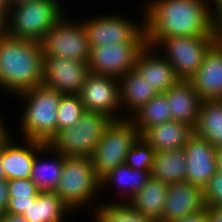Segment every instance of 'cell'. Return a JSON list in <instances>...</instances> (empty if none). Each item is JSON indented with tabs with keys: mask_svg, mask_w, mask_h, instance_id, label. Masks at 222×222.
<instances>
[{
	"mask_svg": "<svg viewBox=\"0 0 222 222\" xmlns=\"http://www.w3.org/2000/svg\"><path fill=\"white\" fill-rule=\"evenodd\" d=\"M143 7L147 45L175 36H210L216 15L206 0H151Z\"/></svg>",
	"mask_w": 222,
	"mask_h": 222,
	"instance_id": "cell-1",
	"label": "cell"
},
{
	"mask_svg": "<svg viewBox=\"0 0 222 222\" xmlns=\"http://www.w3.org/2000/svg\"><path fill=\"white\" fill-rule=\"evenodd\" d=\"M41 42L8 35L0 38V89L16 95L42 84Z\"/></svg>",
	"mask_w": 222,
	"mask_h": 222,
	"instance_id": "cell-2",
	"label": "cell"
},
{
	"mask_svg": "<svg viewBox=\"0 0 222 222\" xmlns=\"http://www.w3.org/2000/svg\"><path fill=\"white\" fill-rule=\"evenodd\" d=\"M62 95L42 84L16 95L25 101L26 107L19 123L23 139L49 143L57 133V110Z\"/></svg>",
	"mask_w": 222,
	"mask_h": 222,
	"instance_id": "cell-3",
	"label": "cell"
},
{
	"mask_svg": "<svg viewBox=\"0 0 222 222\" xmlns=\"http://www.w3.org/2000/svg\"><path fill=\"white\" fill-rule=\"evenodd\" d=\"M60 0H31L8 9L7 35L41 42L65 15Z\"/></svg>",
	"mask_w": 222,
	"mask_h": 222,
	"instance_id": "cell-4",
	"label": "cell"
},
{
	"mask_svg": "<svg viewBox=\"0 0 222 222\" xmlns=\"http://www.w3.org/2000/svg\"><path fill=\"white\" fill-rule=\"evenodd\" d=\"M100 184L91 158L65 156L55 192L72 212H75L78 208L90 206V203L96 200V195L101 192Z\"/></svg>",
	"mask_w": 222,
	"mask_h": 222,
	"instance_id": "cell-5",
	"label": "cell"
},
{
	"mask_svg": "<svg viewBox=\"0 0 222 222\" xmlns=\"http://www.w3.org/2000/svg\"><path fill=\"white\" fill-rule=\"evenodd\" d=\"M111 120L103 113L86 111L74 126L58 131L48 145L64 156L91 158Z\"/></svg>",
	"mask_w": 222,
	"mask_h": 222,
	"instance_id": "cell-6",
	"label": "cell"
},
{
	"mask_svg": "<svg viewBox=\"0 0 222 222\" xmlns=\"http://www.w3.org/2000/svg\"><path fill=\"white\" fill-rule=\"evenodd\" d=\"M139 136L130 118L111 120L91 157L95 173L100 179L125 163L127 153Z\"/></svg>",
	"mask_w": 222,
	"mask_h": 222,
	"instance_id": "cell-7",
	"label": "cell"
},
{
	"mask_svg": "<svg viewBox=\"0 0 222 222\" xmlns=\"http://www.w3.org/2000/svg\"><path fill=\"white\" fill-rule=\"evenodd\" d=\"M215 45L210 36H175L162 39L154 48H163L164 57L174 68L179 80L189 81L202 65L206 54ZM166 52V53H165Z\"/></svg>",
	"mask_w": 222,
	"mask_h": 222,
	"instance_id": "cell-8",
	"label": "cell"
},
{
	"mask_svg": "<svg viewBox=\"0 0 222 222\" xmlns=\"http://www.w3.org/2000/svg\"><path fill=\"white\" fill-rule=\"evenodd\" d=\"M147 46L145 28L128 43L91 47L88 67L91 73L121 78L135 69L141 51Z\"/></svg>",
	"mask_w": 222,
	"mask_h": 222,
	"instance_id": "cell-9",
	"label": "cell"
},
{
	"mask_svg": "<svg viewBox=\"0 0 222 222\" xmlns=\"http://www.w3.org/2000/svg\"><path fill=\"white\" fill-rule=\"evenodd\" d=\"M78 22L67 18L65 13L41 41L44 57H65L88 63V35L82 21Z\"/></svg>",
	"mask_w": 222,
	"mask_h": 222,
	"instance_id": "cell-10",
	"label": "cell"
},
{
	"mask_svg": "<svg viewBox=\"0 0 222 222\" xmlns=\"http://www.w3.org/2000/svg\"><path fill=\"white\" fill-rule=\"evenodd\" d=\"M79 95L88 112H100L112 120L127 118V115L119 116L121 112L119 78L90 73Z\"/></svg>",
	"mask_w": 222,
	"mask_h": 222,
	"instance_id": "cell-11",
	"label": "cell"
},
{
	"mask_svg": "<svg viewBox=\"0 0 222 222\" xmlns=\"http://www.w3.org/2000/svg\"><path fill=\"white\" fill-rule=\"evenodd\" d=\"M87 19V20H86ZM82 21L88 35L89 48L104 44L114 45L131 42L144 28L129 18L114 14L93 16Z\"/></svg>",
	"mask_w": 222,
	"mask_h": 222,
	"instance_id": "cell-12",
	"label": "cell"
},
{
	"mask_svg": "<svg viewBox=\"0 0 222 222\" xmlns=\"http://www.w3.org/2000/svg\"><path fill=\"white\" fill-rule=\"evenodd\" d=\"M90 73L87 62L65 57H43L42 85L62 94L79 95Z\"/></svg>",
	"mask_w": 222,
	"mask_h": 222,
	"instance_id": "cell-13",
	"label": "cell"
},
{
	"mask_svg": "<svg viewBox=\"0 0 222 222\" xmlns=\"http://www.w3.org/2000/svg\"><path fill=\"white\" fill-rule=\"evenodd\" d=\"M203 188L187 181L168 184L162 219L171 222L204 210Z\"/></svg>",
	"mask_w": 222,
	"mask_h": 222,
	"instance_id": "cell-14",
	"label": "cell"
},
{
	"mask_svg": "<svg viewBox=\"0 0 222 222\" xmlns=\"http://www.w3.org/2000/svg\"><path fill=\"white\" fill-rule=\"evenodd\" d=\"M185 181L204 188L217 171L216 150L207 140L194 135L184 147Z\"/></svg>",
	"mask_w": 222,
	"mask_h": 222,
	"instance_id": "cell-15",
	"label": "cell"
},
{
	"mask_svg": "<svg viewBox=\"0 0 222 222\" xmlns=\"http://www.w3.org/2000/svg\"><path fill=\"white\" fill-rule=\"evenodd\" d=\"M158 50L147 45L139 54L134 70L159 93H164L174 86L179 79L174 68L163 54L161 52L157 55L154 53Z\"/></svg>",
	"mask_w": 222,
	"mask_h": 222,
	"instance_id": "cell-16",
	"label": "cell"
},
{
	"mask_svg": "<svg viewBox=\"0 0 222 222\" xmlns=\"http://www.w3.org/2000/svg\"><path fill=\"white\" fill-rule=\"evenodd\" d=\"M189 82L201 100L222 99V51L214 45Z\"/></svg>",
	"mask_w": 222,
	"mask_h": 222,
	"instance_id": "cell-17",
	"label": "cell"
},
{
	"mask_svg": "<svg viewBox=\"0 0 222 222\" xmlns=\"http://www.w3.org/2000/svg\"><path fill=\"white\" fill-rule=\"evenodd\" d=\"M164 94L170 106L171 119L195 126L202 100L191 83L179 80Z\"/></svg>",
	"mask_w": 222,
	"mask_h": 222,
	"instance_id": "cell-18",
	"label": "cell"
},
{
	"mask_svg": "<svg viewBox=\"0 0 222 222\" xmlns=\"http://www.w3.org/2000/svg\"><path fill=\"white\" fill-rule=\"evenodd\" d=\"M141 136L155 151L175 150L194 136V126L172 120L151 126Z\"/></svg>",
	"mask_w": 222,
	"mask_h": 222,
	"instance_id": "cell-19",
	"label": "cell"
},
{
	"mask_svg": "<svg viewBox=\"0 0 222 222\" xmlns=\"http://www.w3.org/2000/svg\"><path fill=\"white\" fill-rule=\"evenodd\" d=\"M10 136L4 141L2 162L6 172V180L30 179L33 162L36 155V141L24 139V145L15 144Z\"/></svg>",
	"mask_w": 222,
	"mask_h": 222,
	"instance_id": "cell-20",
	"label": "cell"
},
{
	"mask_svg": "<svg viewBox=\"0 0 222 222\" xmlns=\"http://www.w3.org/2000/svg\"><path fill=\"white\" fill-rule=\"evenodd\" d=\"M120 105L130 118L143 105L150 102L159 92L133 69L119 78ZM130 111V112H129ZM131 113V114H128Z\"/></svg>",
	"mask_w": 222,
	"mask_h": 222,
	"instance_id": "cell-21",
	"label": "cell"
},
{
	"mask_svg": "<svg viewBox=\"0 0 222 222\" xmlns=\"http://www.w3.org/2000/svg\"><path fill=\"white\" fill-rule=\"evenodd\" d=\"M50 152H54L52 153L54 154V156L52 155L54 160H49V162L47 160L45 162L44 160L43 162V159L41 160V155L44 153L48 155ZM64 159L65 156L63 154L53 150L48 144L36 141V155L30 179L40 191H55L62 174Z\"/></svg>",
	"mask_w": 222,
	"mask_h": 222,
	"instance_id": "cell-22",
	"label": "cell"
},
{
	"mask_svg": "<svg viewBox=\"0 0 222 222\" xmlns=\"http://www.w3.org/2000/svg\"><path fill=\"white\" fill-rule=\"evenodd\" d=\"M167 192V183L150 177L143 188L132 196L127 203L153 222H159L162 219Z\"/></svg>",
	"mask_w": 222,
	"mask_h": 222,
	"instance_id": "cell-23",
	"label": "cell"
},
{
	"mask_svg": "<svg viewBox=\"0 0 222 222\" xmlns=\"http://www.w3.org/2000/svg\"><path fill=\"white\" fill-rule=\"evenodd\" d=\"M194 135L215 148L222 147V99L201 101Z\"/></svg>",
	"mask_w": 222,
	"mask_h": 222,
	"instance_id": "cell-24",
	"label": "cell"
},
{
	"mask_svg": "<svg viewBox=\"0 0 222 222\" xmlns=\"http://www.w3.org/2000/svg\"><path fill=\"white\" fill-rule=\"evenodd\" d=\"M150 177L167 184L185 181L186 154L184 148L156 151Z\"/></svg>",
	"mask_w": 222,
	"mask_h": 222,
	"instance_id": "cell-25",
	"label": "cell"
},
{
	"mask_svg": "<svg viewBox=\"0 0 222 222\" xmlns=\"http://www.w3.org/2000/svg\"><path fill=\"white\" fill-rule=\"evenodd\" d=\"M71 211L55 191H40L36 200L21 215L28 222H63L64 215Z\"/></svg>",
	"mask_w": 222,
	"mask_h": 222,
	"instance_id": "cell-26",
	"label": "cell"
},
{
	"mask_svg": "<svg viewBox=\"0 0 222 222\" xmlns=\"http://www.w3.org/2000/svg\"><path fill=\"white\" fill-rule=\"evenodd\" d=\"M150 171L151 170L132 169L125 164L117 166L100 179L101 190L103 191L104 187L111 186L113 183V185L115 184L116 188L120 190H118V194L121 197L123 194H126L123 198L124 200L127 199L125 200L127 202L146 184L150 178Z\"/></svg>",
	"mask_w": 222,
	"mask_h": 222,
	"instance_id": "cell-27",
	"label": "cell"
},
{
	"mask_svg": "<svg viewBox=\"0 0 222 222\" xmlns=\"http://www.w3.org/2000/svg\"><path fill=\"white\" fill-rule=\"evenodd\" d=\"M130 119L133 121L140 135L156 124L172 121L170 106L164 93H159L152 100L143 105Z\"/></svg>",
	"mask_w": 222,
	"mask_h": 222,
	"instance_id": "cell-28",
	"label": "cell"
},
{
	"mask_svg": "<svg viewBox=\"0 0 222 222\" xmlns=\"http://www.w3.org/2000/svg\"><path fill=\"white\" fill-rule=\"evenodd\" d=\"M115 202V203H114ZM95 222H153L149 217L134 209L125 201H113L96 205Z\"/></svg>",
	"mask_w": 222,
	"mask_h": 222,
	"instance_id": "cell-29",
	"label": "cell"
},
{
	"mask_svg": "<svg viewBox=\"0 0 222 222\" xmlns=\"http://www.w3.org/2000/svg\"><path fill=\"white\" fill-rule=\"evenodd\" d=\"M9 204L7 212L22 214L40 193L31 179L8 180Z\"/></svg>",
	"mask_w": 222,
	"mask_h": 222,
	"instance_id": "cell-30",
	"label": "cell"
},
{
	"mask_svg": "<svg viewBox=\"0 0 222 222\" xmlns=\"http://www.w3.org/2000/svg\"><path fill=\"white\" fill-rule=\"evenodd\" d=\"M85 112L80 95L63 94L57 110V132L74 126Z\"/></svg>",
	"mask_w": 222,
	"mask_h": 222,
	"instance_id": "cell-31",
	"label": "cell"
},
{
	"mask_svg": "<svg viewBox=\"0 0 222 222\" xmlns=\"http://www.w3.org/2000/svg\"><path fill=\"white\" fill-rule=\"evenodd\" d=\"M155 152L150 144L140 135L127 153L124 164L132 169L151 170Z\"/></svg>",
	"mask_w": 222,
	"mask_h": 222,
	"instance_id": "cell-32",
	"label": "cell"
},
{
	"mask_svg": "<svg viewBox=\"0 0 222 222\" xmlns=\"http://www.w3.org/2000/svg\"><path fill=\"white\" fill-rule=\"evenodd\" d=\"M206 208L222 207V172L216 171L203 188Z\"/></svg>",
	"mask_w": 222,
	"mask_h": 222,
	"instance_id": "cell-33",
	"label": "cell"
},
{
	"mask_svg": "<svg viewBox=\"0 0 222 222\" xmlns=\"http://www.w3.org/2000/svg\"><path fill=\"white\" fill-rule=\"evenodd\" d=\"M171 222H207V208L199 211L198 213L191 214Z\"/></svg>",
	"mask_w": 222,
	"mask_h": 222,
	"instance_id": "cell-34",
	"label": "cell"
},
{
	"mask_svg": "<svg viewBox=\"0 0 222 222\" xmlns=\"http://www.w3.org/2000/svg\"><path fill=\"white\" fill-rule=\"evenodd\" d=\"M9 204L8 180H0V207L5 211Z\"/></svg>",
	"mask_w": 222,
	"mask_h": 222,
	"instance_id": "cell-35",
	"label": "cell"
},
{
	"mask_svg": "<svg viewBox=\"0 0 222 222\" xmlns=\"http://www.w3.org/2000/svg\"><path fill=\"white\" fill-rule=\"evenodd\" d=\"M215 45L222 51V15L216 16L214 24Z\"/></svg>",
	"mask_w": 222,
	"mask_h": 222,
	"instance_id": "cell-36",
	"label": "cell"
},
{
	"mask_svg": "<svg viewBox=\"0 0 222 222\" xmlns=\"http://www.w3.org/2000/svg\"><path fill=\"white\" fill-rule=\"evenodd\" d=\"M207 222H222V207L207 208Z\"/></svg>",
	"mask_w": 222,
	"mask_h": 222,
	"instance_id": "cell-37",
	"label": "cell"
},
{
	"mask_svg": "<svg viewBox=\"0 0 222 222\" xmlns=\"http://www.w3.org/2000/svg\"><path fill=\"white\" fill-rule=\"evenodd\" d=\"M1 222H28L21 214L9 213L5 211Z\"/></svg>",
	"mask_w": 222,
	"mask_h": 222,
	"instance_id": "cell-38",
	"label": "cell"
},
{
	"mask_svg": "<svg viewBox=\"0 0 222 222\" xmlns=\"http://www.w3.org/2000/svg\"><path fill=\"white\" fill-rule=\"evenodd\" d=\"M7 12L0 11V38L7 35Z\"/></svg>",
	"mask_w": 222,
	"mask_h": 222,
	"instance_id": "cell-39",
	"label": "cell"
},
{
	"mask_svg": "<svg viewBox=\"0 0 222 222\" xmlns=\"http://www.w3.org/2000/svg\"><path fill=\"white\" fill-rule=\"evenodd\" d=\"M209 1V2H208ZM208 6H210V10L216 15H222V0H206ZM212 4H211V3ZM210 3V4H209ZM214 4V5H213ZM214 7V8H211ZM214 9V10H213Z\"/></svg>",
	"mask_w": 222,
	"mask_h": 222,
	"instance_id": "cell-40",
	"label": "cell"
},
{
	"mask_svg": "<svg viewBox=\"0 0 222 222\" xmlns=\"http://www.w3.org/2000/svg\"><path fill=\"white\" fill-rule=\"evenodd\" d=\"M6 127L5 122L0 118V143L6 141L11 136V134L9 135L10 132Z\"/></svg>",
	"mask_w": 222,
	"mask_h": 222,
	"instance_id": "cell-41",
	"label": "cell"
},
{
	"mask_svg": "<svg viewBox=\"0 0 222 222\" xmlns=\"http://www.w3.org/2000/svg\"><path fill=\"white\" fill-rule=\"evenodd\" d=\"M3 147H4V142L0 143V180H6V172L2 162Z\"/></svg>",
	"mask_w": 222,
	"mask_h": 222,
	"instance_id": "cell-42",
	"label": "cell"
},
{
	"mask_svg": "<svg viewBox=\"0 0 222 222\" xmlns=\"http://www.w3.org/2000/svg\"><path fill=\"white\" fill-rule=\"evenodd\" d=\"M216 165L217 170L222 172V147H219L216 150Z\"/></svg>",
	"mask_w": 222,
	"mask_h": 222,
	"instance_id": "cell-43",
	"label": "cell"
},
{
	"mask_svg": "<svg viewBox=\"0 0 222 222\" xmlns=\"http://www.w3.org/2000/svg\"><path fill=\"white\" fill-rule=\"evenodd\" d=\"M29 1H31V0H7V3H8V7L12 8L18 4L26 3Z\"/></svg>",
	"mask_w": 222,
	"mask_h": 222,
	"instance_id": "cell-44",
	"label": "cell"
},
{
	"mask_svg": "<svg viewBox=\"0 0 222 222\" xmlns=\"http://www.w3.org/2000/svg\"><path fill=\"white\" fill-rule=\"evenodd\" d=\"M8 9L7 0H0V11H8Z\"/></svg>",
	"mask_w": 222,
	"mask_h": 222,
	"instance_id": "cell-45",
	"label": "cell"
},
{
	"mask_svg": "<svg viewBox=\"0 0 222 222\" xmlns=\"http://www.w3.org/2000/svg\"><path fill=\"white\" fill-rule=\"evenodd\" d=\"M4 213H5V210L0 207V222L3 219Z\"/></svg>",
	"mask_w": 222,
	"mask_h": 222,
	"instance_id": "cell-46",
	"label": "cell"
}]
</instances>
